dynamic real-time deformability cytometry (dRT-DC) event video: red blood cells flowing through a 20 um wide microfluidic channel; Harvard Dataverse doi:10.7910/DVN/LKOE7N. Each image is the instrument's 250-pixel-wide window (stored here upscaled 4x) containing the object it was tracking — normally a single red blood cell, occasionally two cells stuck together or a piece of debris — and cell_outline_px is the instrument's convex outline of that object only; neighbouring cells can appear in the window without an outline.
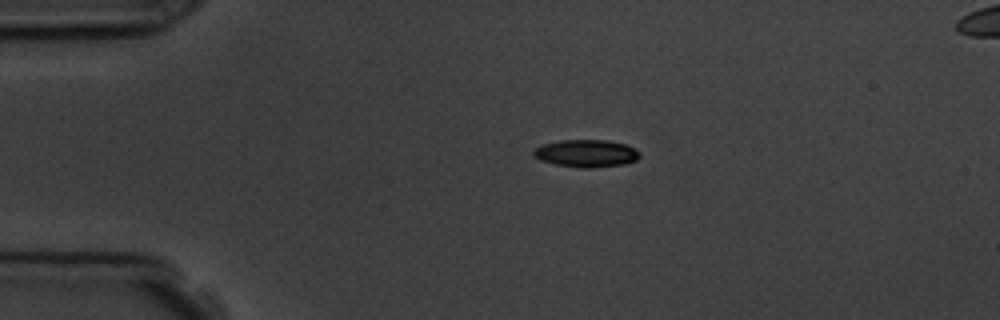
{"species": "common noctule bat (a hibernating species)", "species_latin": "Nyctalus noctula", "temperature_condition": "room temperature", "stored_images_in_passage": 3, "segment_of_instrument_passage": [1, 2], "camera_frame_rate_fps": 3000, "um_per_image_px": 0.085, "animal": {"sex": "male", "body_mass_g": 19.5, "forearm_length_mm": 54.6}, "frame": {"image": 1, "passage_image": 1, "time_ms": 0.0, "image_size_px": [1000, 320], "cell_outline_px": [[640, 156], [636, 160], [624, 164], [592, 168], [580, 168], [556, 164], [540, 160], [532, 156], [532, 152], [536, 148], [544, 144], [560, 140], [608, 140], [624, 144], [636, 148], [640, 152]], "centroid_in_image_um": [49.84, 13.04], "position_along_channel_um": 35.2, "area_um2": 17.05}}